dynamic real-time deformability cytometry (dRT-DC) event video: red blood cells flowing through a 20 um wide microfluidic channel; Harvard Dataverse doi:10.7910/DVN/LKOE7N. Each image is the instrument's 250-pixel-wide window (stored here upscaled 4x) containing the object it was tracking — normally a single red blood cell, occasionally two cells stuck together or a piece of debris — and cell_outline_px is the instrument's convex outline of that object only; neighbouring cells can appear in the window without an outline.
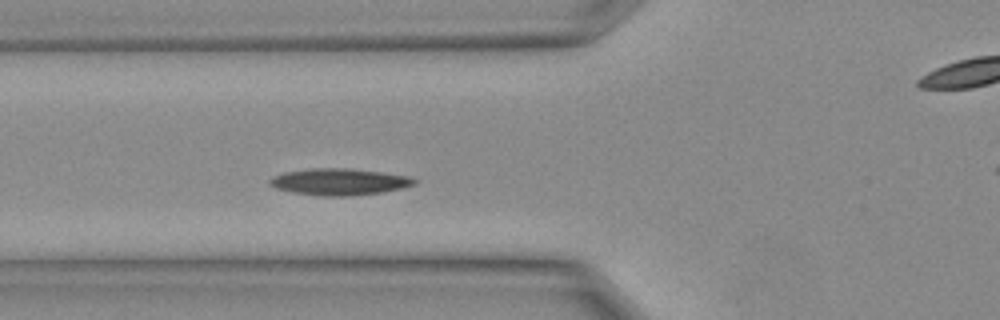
{"species": "Egyptian fruit bat (a non-hibernating species)", "species_latin": "Rousettus aegyptiacus", "temperature_condition": "warm", "stored_images_in_passage": 7, "segment_of_instrument_passage": [1, 2], "camera_frame_rate_fps": 3000, "um_per_image_px": 0.085, "animal": {"sex": "female"}, "frame": {"image": 1, "passage_image": 6, "time_ms": 1.667, "image_size_px": [1000, 320], "cell_outline_px": [[420, 180], [416, 184], [404, 188], [380, 192], [352, 196], [320, 196], [292, 192], [276, 188], [268, 184], [268, 180], [272, 176], [284, 172], [312, 168], [348, 168], [380, 172], [408, 176]], "centroid_in_image_um": [28.84, 15.45], "position_along_channel_um": 97.0, "area_um2": 22.6}}